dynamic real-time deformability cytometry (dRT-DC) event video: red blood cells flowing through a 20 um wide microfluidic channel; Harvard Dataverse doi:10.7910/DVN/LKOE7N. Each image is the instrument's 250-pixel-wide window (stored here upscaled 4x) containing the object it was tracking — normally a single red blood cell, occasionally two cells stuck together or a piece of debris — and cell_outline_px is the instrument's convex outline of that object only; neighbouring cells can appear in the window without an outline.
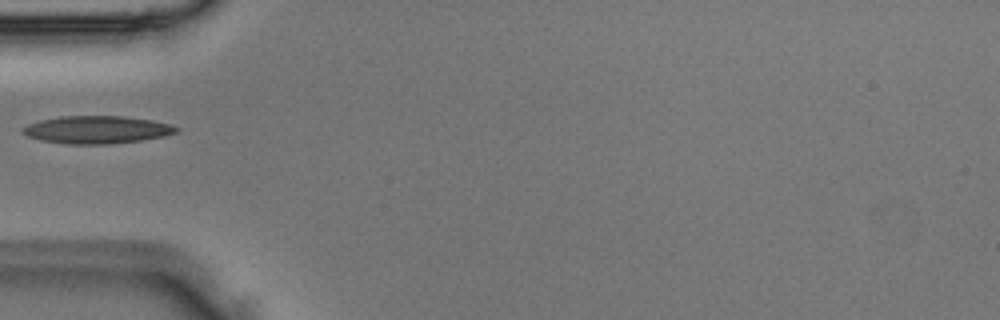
{"species": "Egyptian fruit bat (a non-hibernating species)", "species_latin": "Rousettus aegyptiacus", "temperature_condition": "room temperature", "stored_images_in_passage": 2, "camera_frame_rate_fps": 3000, "um_per_image_px": 0.085, "animal": {"sex": "male"}, "frame": {"image": 1, "passage_image": 1, "time_ms": 0.0, "image_size_px": [1000, 320], "cell_outline_px": [[180, 128], [176, 132], [164, 136], [140, 140], [108, 144], [68, 144], [40, 140], [28, 136], [20, 128], [28, 124], [40, 120], [60, 116], [124, 116], [152, 120], [172, 124]], "centroid_in_image_um": [8.24, 11.02], "position_along_channel_um": 76.8, "area_um2": 24.74}}
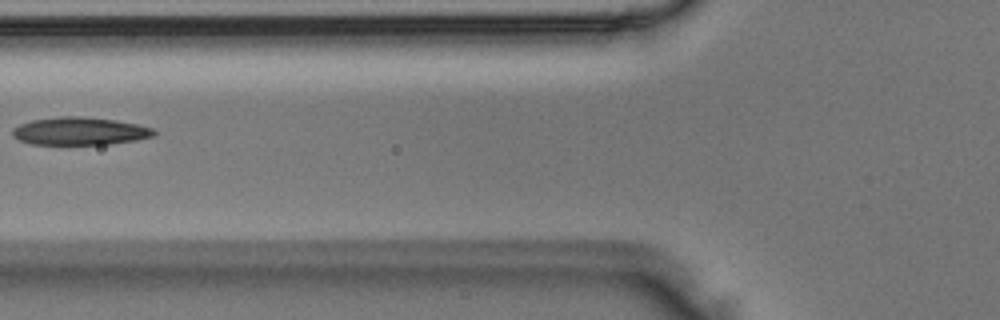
{"frame": {"image": 2, "passage_image": 2, "time_ms": 0.333, "image_size_px": [1000, 320], "cell_outline_px": [[156, 136], [136, 140], [108, 144], [32, 144], [20, 140], [12, 136], [12, 128], [20, 124], [32, 120], [60, 116], [88, 116], [116, 120], [140, 124], [152, 128], [156, 132]], "centroid_in_image_um": [6.81, 11.13], "position_along_channel_um": 119.0, "area_um2": 23.12}}